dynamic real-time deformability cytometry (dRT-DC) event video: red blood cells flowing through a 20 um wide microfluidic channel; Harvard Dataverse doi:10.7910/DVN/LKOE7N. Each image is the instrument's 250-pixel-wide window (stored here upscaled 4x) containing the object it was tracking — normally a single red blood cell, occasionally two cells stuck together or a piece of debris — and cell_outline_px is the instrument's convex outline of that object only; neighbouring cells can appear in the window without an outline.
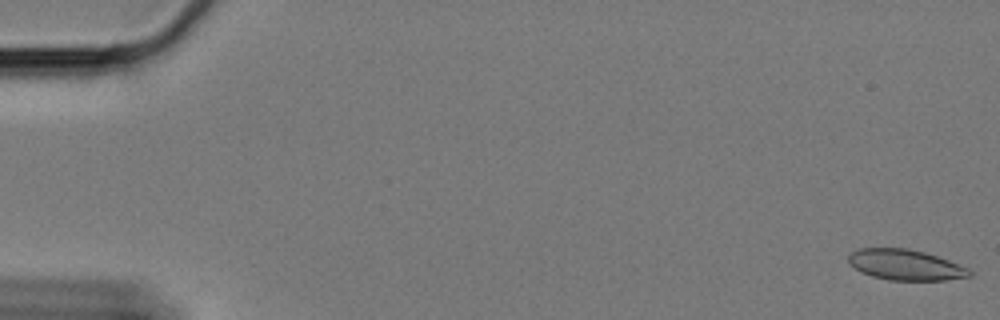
{"species": "Egyptian fruit bat (a non-hibernating species)", "species_latin": "Rousettus aegyptiacus", "temperature_condition": "cold", "stored_images_in_passage": 60, "camera_frame_rate_fps": 3000, "um_per_image_px": 0.085, "animal": {"sex": "female"}, "frame": {"image": 1, "passage_image": 1, "time_ms": 0.0, "image_size_px": [1000, 320], "cell_outline_px": [[972, 276], [944, 280], [888, 280], [872, 276], [860, 272], [848, 264], [848, 256], [852, 252], [860, 248], [908, 248], [924, 252], [948, 260], [968, 268], [972, 272]], "centroid_in_image_um": [76.93, 22.51], "position_along_channel_um": 8.1, "area_um2": 21.62}}
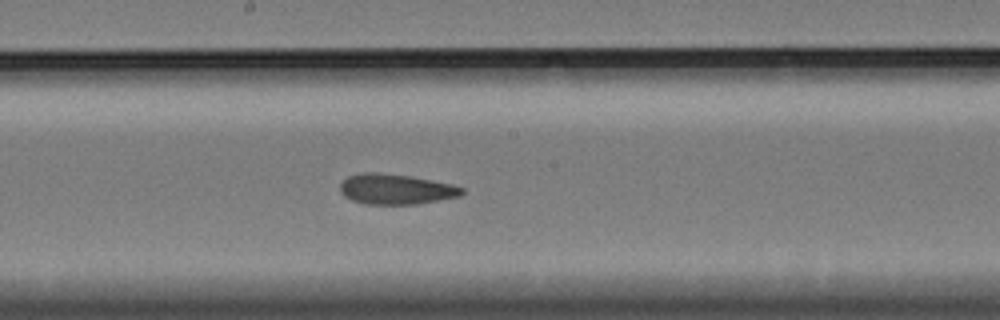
{"frame": {"image": 2, "passage_image": 33, "time_ms": 10.667, "image_size_px": [1000, 320], "cell_outline_px": [[464, 192], [460, 196], [416, 204], [364, 204], [352, 200], [344, 196], [340, 192], [340, 184], [348, 176], [364, 172], [380, 172], [408, 176], [452, 184], [464, 188]], "centroid_in_image_um": [33.63, 16.08], "position_along_channel_um": 214.6, "area_um2": 21.44}}
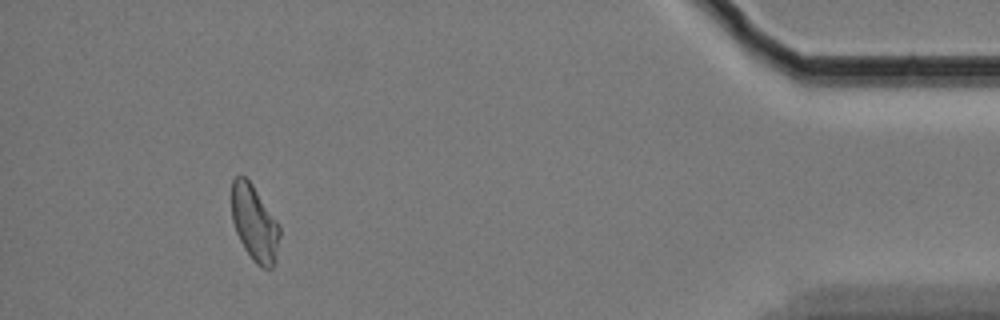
{"frame": {"image": 3, "passage_image": 56, "time_ms": 18.333, "image_size_px": [1000, 320], "cell_outline_px": [[280, 236], [276, 260], [272, 268], [264, 268], [256, 264], [252, 260], [244, 248], [236, 232], [232, 220], [232, 180], [236, 176], [244, 176], [252, 184], [280, 224]], "centroid_in_image_um": [21.65, 18.99], "position_along_channel_um": 413.5, "area_um2": 21.33}, "authors_computed_cell_mechanics": {"area_um2": 21.9351, "velocity_mm_per_s": 3.3353, "shape_relaxation_time_tau1_ms": null, "shape_relaxation_time_tau2_ms": 3.2523, "deformation_change_tau1": null, "deformation_change_tau2": 0.0898}}